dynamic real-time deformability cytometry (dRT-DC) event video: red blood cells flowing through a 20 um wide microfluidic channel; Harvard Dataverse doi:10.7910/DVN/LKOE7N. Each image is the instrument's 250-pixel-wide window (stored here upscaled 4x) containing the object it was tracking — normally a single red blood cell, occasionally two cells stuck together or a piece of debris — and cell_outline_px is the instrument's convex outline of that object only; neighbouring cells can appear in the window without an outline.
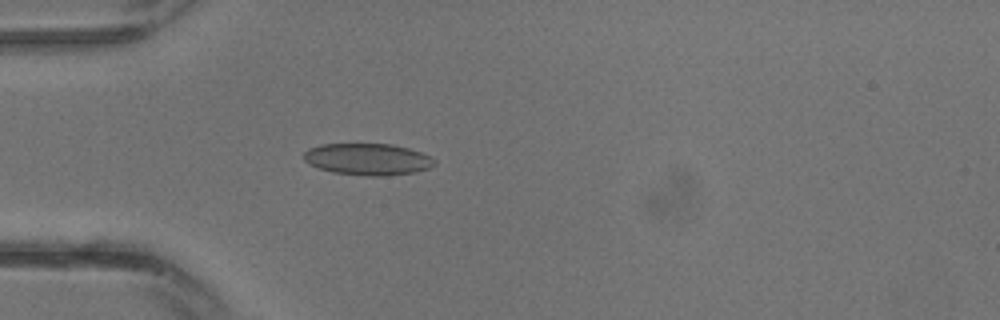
{"species": "common noctule bat (a hibernating species)", "species_latin": "Nyctalus noctula", "temperature_condition": "warm", "stored_images_in_passage": 14, "camera_frame_rate_fps": 3000, "um_per_image_px": 0.085, "animal": {"sex": "male", "body_mass_g": 13.3}, "frame": {"image": 1, "passage_image": 8, "time_ms": 2.333, "image_size_px": [1000, 320], "cell_outline_px": [[436, 164], [428, 168], [416, 172], [388, 176], [368, 176], [332, 172], [308, 164], [304, 160], [304, 152], [308, 148], [320, 144], [392, 144], [408, 148], [420, 152], [436, 160]], "centroid_in_image_um": [31.25, 13.54], "position_along_channel_um": 53.8, "area_um2": 24.22}}
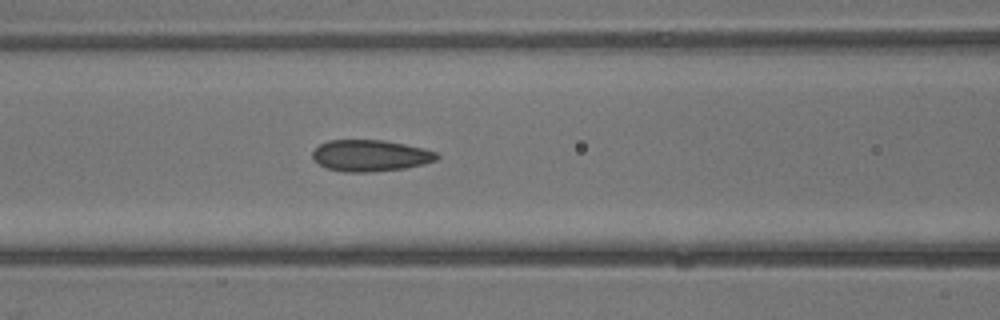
{"frame": {"image": 2, "passage_image": 12, "time_ms": 3.667, "image_size_px": [1000, 320], "cell_outline_px": [[440, 156], [436, 160], [424, 164], [404, 168], [368, 172], [344, 172], [328, 168], [312, 160], [312, 152], [320, 144], [328, 140], [384, 140], [424, 148], [436, 152]], "centroid_in_image_um": [31.48, 13.22], "position_along_channel_um": 135.1, "area_um2": 22.77}}
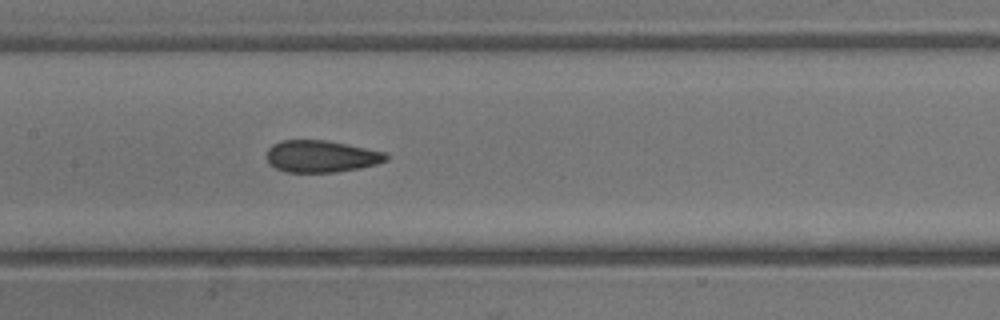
{"frame": {"image": 3, "passage_image": 14, "time_ms": 4.333, "image_size_px": [1000, 320], "cell_outline_px": [[388, 160], [376, 164], [360, 168], [336, 172], [284, 172], [268, 164], [268, 148], [272, 144], [280, 140], [328, 140], [348, 144], [384, 152], [388, 156]], "centroid_in_image_um": [27.29, 13.28], "position_along_channel_um": 180.1, "area_um2": 22.31}}